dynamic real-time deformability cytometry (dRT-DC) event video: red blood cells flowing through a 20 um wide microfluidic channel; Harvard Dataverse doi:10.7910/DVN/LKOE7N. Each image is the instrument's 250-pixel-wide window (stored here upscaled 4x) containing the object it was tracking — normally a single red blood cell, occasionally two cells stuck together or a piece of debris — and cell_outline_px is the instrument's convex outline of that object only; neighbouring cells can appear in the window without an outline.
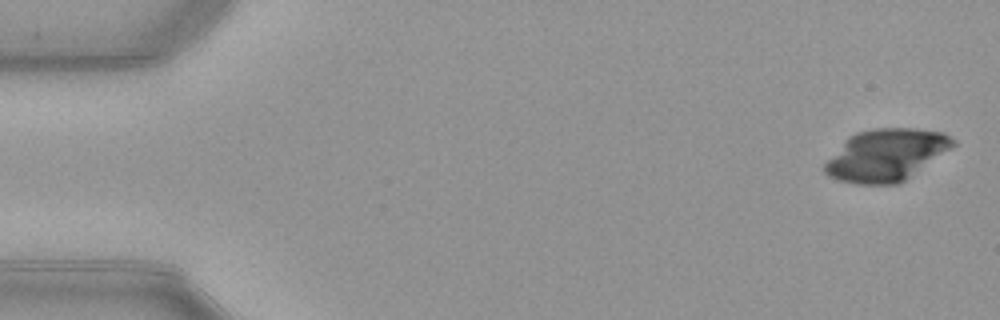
{"species": "common noctule bat (a hibernating species)", "species_latin": "Nyctalus noctula", "temperature_condition": "warm", "stored_images_in_passage": 52, "camera_frame_rate_fps": 3000, "um_per_image_px": 0.085, "animal": {"sex": "female", "body_mass_g": 21.9}, "frame": {"image": 1, "passage_image": 2, "time_ms": 0.333, "image_size_px": [1000, 320], "cell_outline_px": [[956, 144], [904, 180], [896, 184], [856, 184], [840, 180], [828, 176], [824, 172], [824, 164], [844, 140], [848, 136], [856, 132], [872, 128], [916, 128], [944, 132], [956, 140]], "centroid_in_image_um": [75.3, 13.15], "position_along_channel_um": 9.7, "area_um2": 38.55}}